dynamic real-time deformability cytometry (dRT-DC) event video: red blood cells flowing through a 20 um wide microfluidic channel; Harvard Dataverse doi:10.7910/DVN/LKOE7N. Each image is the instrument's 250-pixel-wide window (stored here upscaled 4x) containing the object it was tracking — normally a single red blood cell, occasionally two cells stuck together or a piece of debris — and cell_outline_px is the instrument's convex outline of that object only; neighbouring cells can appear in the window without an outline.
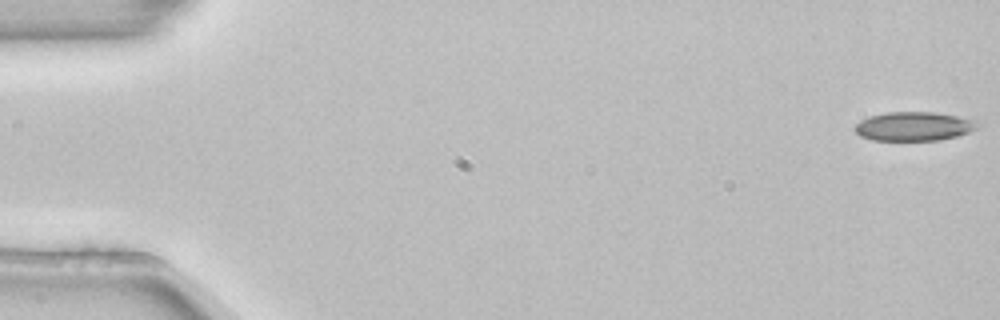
{"species": "common noctule bat (a hibernating species)", "species_latin": "Nyctalus noctula", "temperature_condition": "room temperature", "stored_images_in_passage": 5, "camera_frame_rate_fps": 3000, "um_per_image_px": 0.085, "animal": {"sex": "female", "body_mass_g": 22.7, "forearm_length_mm": 54.2}, "frame": {"image": 1, "passage_image": 1, "time_ms": 0.0, "image_size_px": [1000, 320], "cell_outline_px": [[980, 124], [976, 128], [968, 132], [956, 136], [940, 140], [872, 140], [860, 136], [852, 128], [860, 120], [868, 116], [888, 112], [936, 112], [976, 120]], "centroid_in_image_um": [77.64, 10.73], "position_along_channel_um": 7.4, "area_um2": 20.75}}
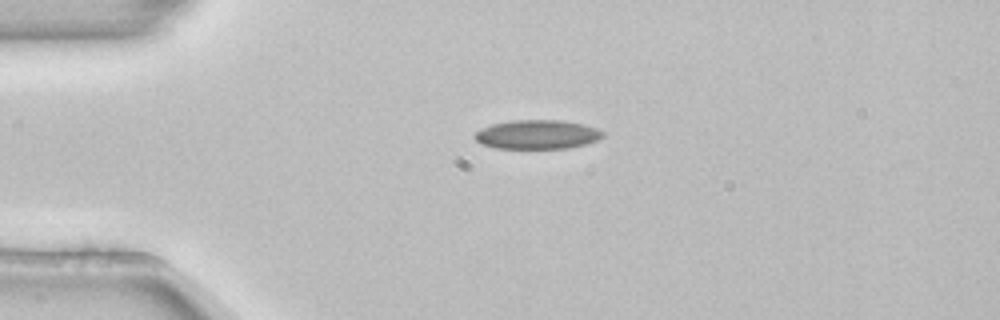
{"frame": {"image": 2, "passage_image": 4, "time_ms": 1.0, "image_size_px": [1000, 320], "cell_outline_px": [[604, 136], [596, 140], [584, 144], [564, 148], [496, 148], [480, 144], [472, 136], [480, 128], [492, 124], [512, 120], [560, 120], [584, 124], [596, 128], [604, 132]], "centroid_in_image_um": [45.62, 11.42], "position_along_channel_um": 39.4, "area_um2": 21.68}}